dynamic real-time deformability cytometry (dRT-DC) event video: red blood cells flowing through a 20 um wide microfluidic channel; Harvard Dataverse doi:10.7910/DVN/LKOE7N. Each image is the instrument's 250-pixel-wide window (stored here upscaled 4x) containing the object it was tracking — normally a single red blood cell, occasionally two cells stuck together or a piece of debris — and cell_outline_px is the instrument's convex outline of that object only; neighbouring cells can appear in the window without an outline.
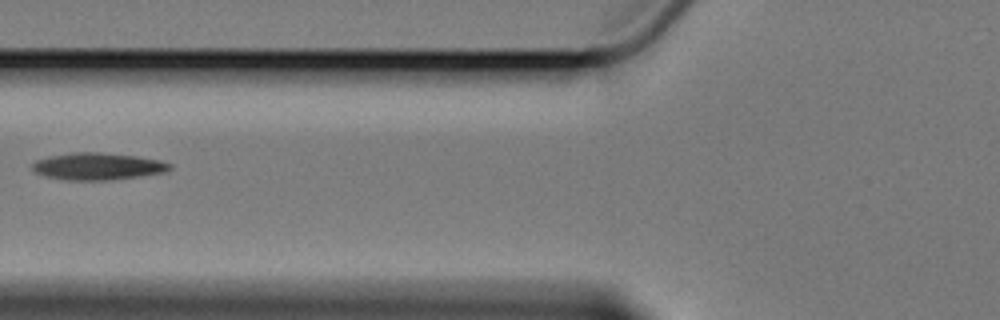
{"species": "Egyptian fruit bat (a non-hibernating species)", "species_latin": "Rousettus aegyptiacus", "temperature_condition": "cold", "stored_images_in_passage": 5, "camera_frame_rate_fps": 3000, "um_per_image_px": 0.085, "animal": {"sex": "female"}, "frame": {"image": 1, "passage_image": 3, "time_ms": 2.667, "image_size_px": [1000, 320], "cell_outline_px": [[172, 168], [168, 172], [112, 180], [68, 180], [44, 176], [36, 172], [32, 168], [32, 164], [36, 160], [48, 156], [72, 152], [100, 152], [136, 156], [160, 160], [172, 164]], "centroid_in_image_um": [8.33, 14.14], "position_along_channel_um": 117.5, "area_um2": 21.85}}
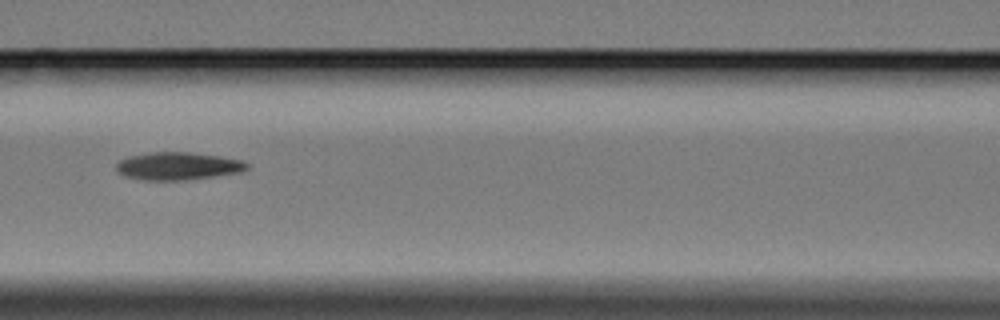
{"frame": {"image": 2, "passage_image": 4, "time_ms": 3.667, "image_size_px": [1000, 320], "cell_outline_px": [[248, 168], [240, 172], [184, 180], [140, 180], [124, 176], [116, 172], [116, 164], [120, 160], [128, 156], [152, 152], [188, 152], [220, 156], [240, 160], [248, 164]], "centroid_in_image_um": [15.06, 14.11], "position_along_channel_um": 151.5, "area_um2": 21.04}}
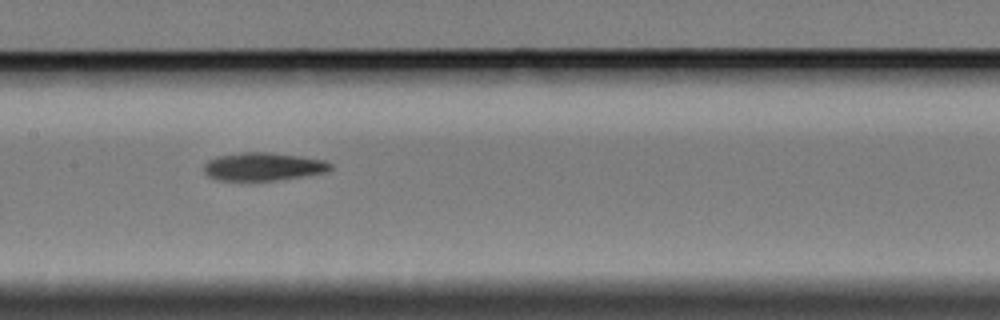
{"frame": {"image": 3, "passage_image": 5, "time_ms": 4.667, "image_size_px": [1000, 320], "cell_outline_px": [[332, 168], [328, 172], [276, 180], [220, 180], [208, 176], [204, 172], [204, 164], [208, 160], [216, 156], [244, 152], [272, 152], [300, 156], [324, 160], [332, 164]], "centroid_in_image_um": [22.38, 14.15], "position_along_channel_um": 185.0, "area_um2": 20.69}}